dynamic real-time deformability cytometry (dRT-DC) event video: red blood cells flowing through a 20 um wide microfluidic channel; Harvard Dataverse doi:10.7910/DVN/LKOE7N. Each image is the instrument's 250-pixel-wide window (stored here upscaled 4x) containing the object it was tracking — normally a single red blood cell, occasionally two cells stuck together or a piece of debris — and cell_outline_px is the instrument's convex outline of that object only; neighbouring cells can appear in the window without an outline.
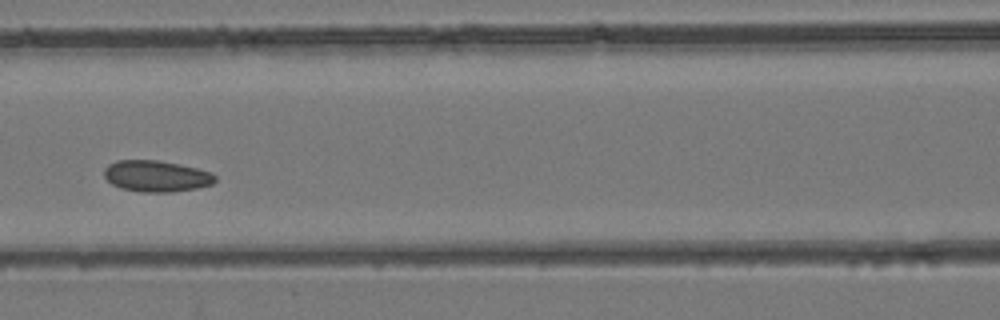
{"species": "common noctule bat (a hibernating species)", "species_latin": "Nyctalus noctula", "temperature_condition": "room temperature", "stored_images_in_passage": 7, "camera_frame_rate_fps": 3000, "um_per_image_px": 0.085, "animal": {"sex": "female", "body_mass_g": 24.6, "forearm_length_mm": 56.2}, "frame": {"image": 1, "passage_image": 7, "time_ms": 7.667, "image_size_px": [1000, 320], "cell_outline_px": [[216, 180], [212, 184], [196, 188], [172, 192], [140, 192], [120, 188], [112, 184], [104, 176], [104, 168], [108, 164], [116, 160], [156, 160], [180, 164], [212, 172], [216, 176]], "centroid_in_image_um": [13.28, 14.97], "position_along_channel_um": 153.3, "area_um2": 20.35}}